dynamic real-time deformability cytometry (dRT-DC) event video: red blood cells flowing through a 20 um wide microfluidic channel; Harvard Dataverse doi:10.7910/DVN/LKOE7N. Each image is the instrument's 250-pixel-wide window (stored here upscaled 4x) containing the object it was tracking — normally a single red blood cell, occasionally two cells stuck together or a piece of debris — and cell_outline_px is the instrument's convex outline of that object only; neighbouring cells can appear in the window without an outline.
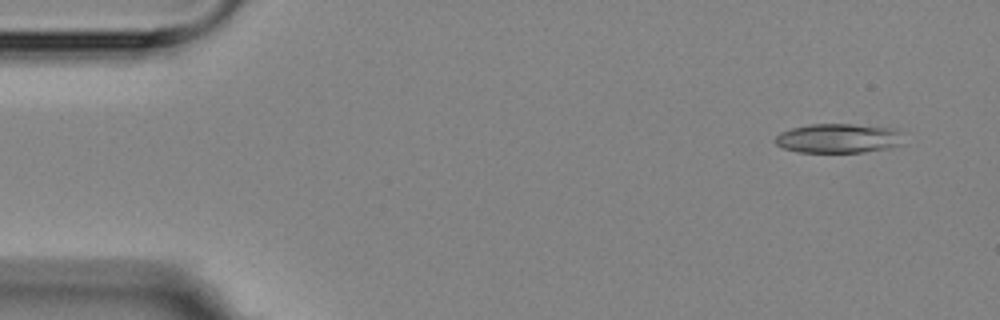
{"species": "Egyptian fruit bat (a non-hibernating species)", "species_latin": "Rousettus aegyptiacus", "temperature_condition": "room temperature", "stored_images_in_passage": 5, "camera_frame_rate_fps": 3000, "um_per_image_px": 0.085, "animal": {"sex": "female"}, "frame": {"image": 1, "passage_image": 5, "time_ms": 5.333, "image_size_px": [1000, 320], "cell_outline_px": [[904, 144], [892, 148], [864, 152], [796, 152], [784, 148], [776, 144], [772, 140], [780, 132], [792, 128], [812, 124], [852, 124], [896, 128], [900, 132]], "centroid_in_image_um": [71.29, 11.76], "position_along_channel_um": 13.7, "area_um2": 22.25}}